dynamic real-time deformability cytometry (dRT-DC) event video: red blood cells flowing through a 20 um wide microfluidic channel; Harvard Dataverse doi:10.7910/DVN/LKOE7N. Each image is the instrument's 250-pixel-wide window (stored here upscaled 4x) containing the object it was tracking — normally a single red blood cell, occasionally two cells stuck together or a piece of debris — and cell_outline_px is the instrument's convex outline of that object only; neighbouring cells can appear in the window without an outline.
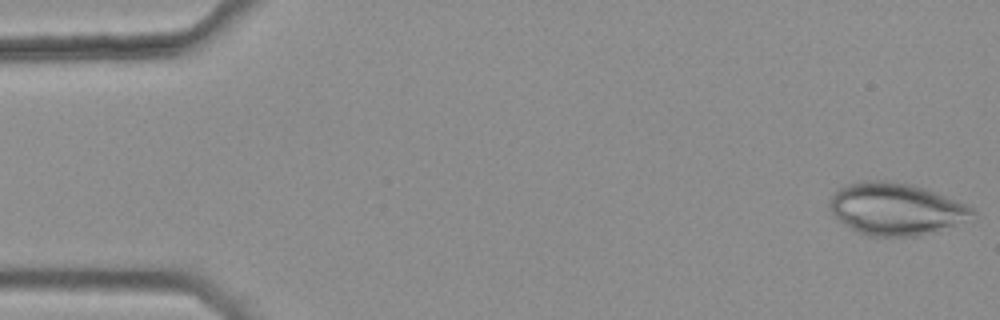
{"species": "common noctule bat (a hibernating species)", "species_latin": "Nyctalus noctula", "temperature_condition": "warm", "stored_images_in_passage": 44, "camera_frame_rate_fps": 3000, "um_per_image_px": 0.085, "animal": {"sex": "female", "body_mass_g": 25.1}, "frame": {"image": 1, "passage_image": 1, "time_ms": 0.0, "image_size_px": [1000, 320], "cell_outline_px": [[976, 212], [952, 224], [920, 236], [872, 236], [860, 232], [852, 228], [840, 220], [828, 208], [828, 200], [840, 188], [848, 184], [860, 180], [892, 180], [912, 184], [936, 192], [964, 204], [972, 208]], "centroid_in_image_um": [76.06, 17.72], "position_along_channel_um": 8.9, "area_um2": 42.48}}
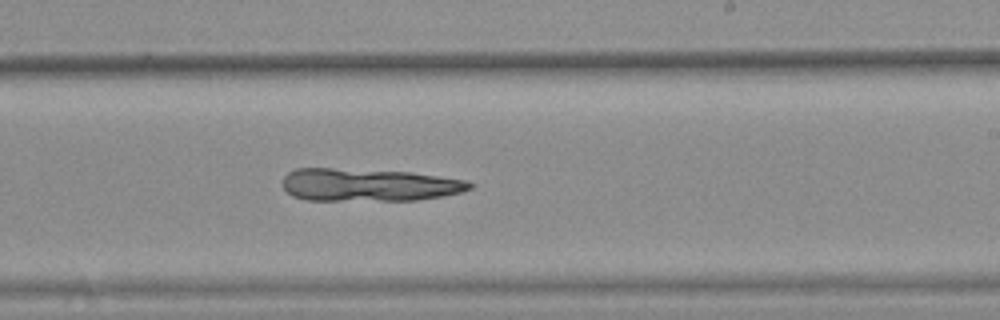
{"frame": {"image": 2, "passage_image": 31, "time_ms": 10.0, "image_size_px": [1000, 320], "cell_outline_px": [[476, 184], [472, 188], [460, 192], [444, 196], [416, 200], [304, 200], [292, 196], [284, 188], [284, 176], [288, 172], [296, 168], [332, 168], [412, 172], [468, 180]], "centroid_in_image_um": [31.37, 15.71], "position_along_channel_um": 257.6, "area_um2": 35.89}}
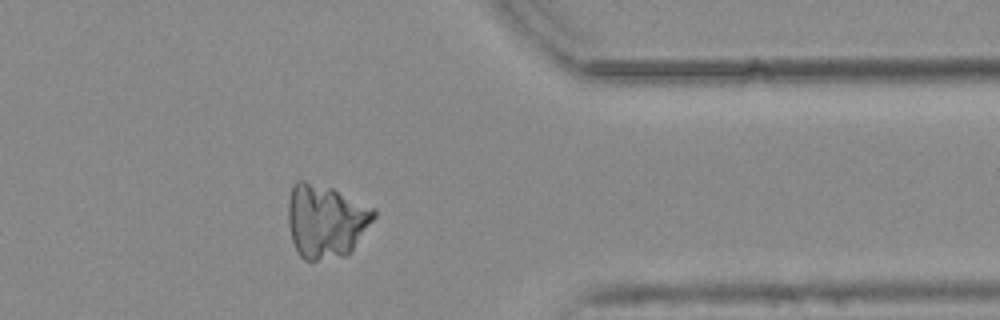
{"frame": {"image": 3, "passage_image": 42, "time_ms": 13.667, "image_size_px": [1000, 320], "cell_outline_px": [[376, 216], [352, 252], [344, 256], [316, 260], [304, 260], [300, 256], [292, 240], [288, 224], [288, 196], [292, 184], [296, 180], [304, 180], [332, 188], [376, 208]], "centroid_in_image_um": [27.7, 18.76], "position_along_channel_um": 383.7, "area_um2": 37.17}}